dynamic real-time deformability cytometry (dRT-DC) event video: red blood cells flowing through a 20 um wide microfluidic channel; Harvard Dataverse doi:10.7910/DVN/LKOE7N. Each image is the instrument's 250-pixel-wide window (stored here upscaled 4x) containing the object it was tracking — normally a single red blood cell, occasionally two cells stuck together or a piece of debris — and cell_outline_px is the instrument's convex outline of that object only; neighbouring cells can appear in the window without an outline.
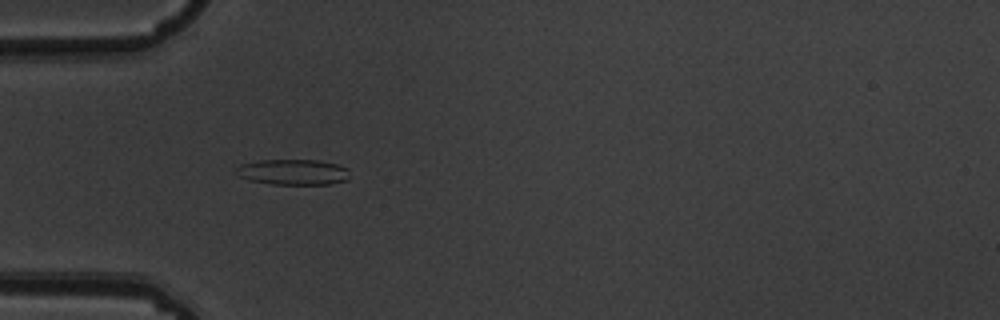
{"species": "common noctule bat (a hibernating species)", "species_latin": "Nyctalus noctula", "temperature_condition": "warm", "stored_images_in_passage": 4, "camera_frame_rate_fps": 3000, "um_per_image_px": 0.085, "animal": {"sex": "male", "body_mass_g": 19.5, "forearm_length_mm": 54.6}, "frame": {"image": 1, "passage_image": 3, "time_ms": 0.667, "image_size_px": [1000, 320], "cell_outline_px": [[348, 180], [328, 184], [272, 184], [248, 180], [240, 176], [236, 168], [240, 164], [260, 160], [316, 160], [336, 164], [348, 168]], "centroid_in_image_um": [24.92, 14.62], "position_along_channel_um": 60.1, "area_um2": 16.82}}